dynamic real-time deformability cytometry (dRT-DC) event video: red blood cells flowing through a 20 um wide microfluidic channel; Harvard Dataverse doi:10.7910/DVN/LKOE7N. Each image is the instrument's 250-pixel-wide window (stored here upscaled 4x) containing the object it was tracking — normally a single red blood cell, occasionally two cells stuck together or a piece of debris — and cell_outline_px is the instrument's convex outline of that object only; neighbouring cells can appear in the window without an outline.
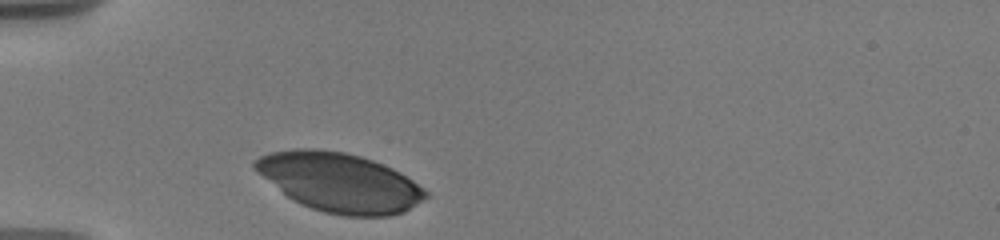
{"species": "human", "species_latin": "Homo sapiens", "temperature_condition": "warm", "stored_images_in_passage": 5, "camera_frame_rate_fps": 3000, "um_per_image_px": 0.085, "donor": {"sex": "male"}, "frame": {"image": 1, "passage_image": 1, "time_ms": 0.0, "image_size_px": [1000, 240], "cell_outline_px": [[428, 196], [404, 212], [392, 216], [344, 216], [324, 212], [300, 204], [292, 200], [264, 176], [252, 164], [260, 156], [268, 152], [292, 148], [316, 148], [344, 152], [360, 156], [372, 160], [392, 168], [400, 172], [424, 188], [428, 192]], "centroid_in_image_um": [28.89, 15.5], "position_along_channel_um": 56.1, "area_um2": 58.38}}
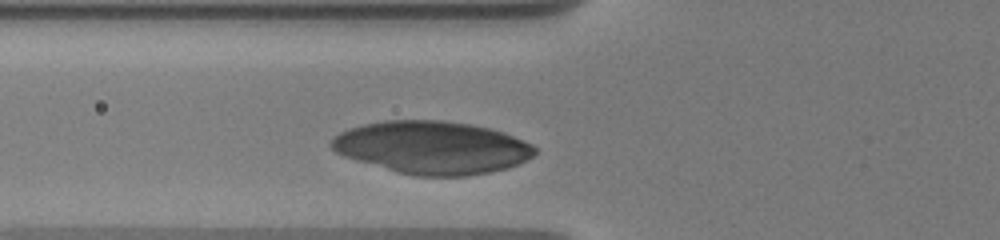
{"frame": {"image": 2, "passage_image": 3, "time_ms": 1.333, "image_size_px": [1000, 240], "cell_outline_px": [[536, 152], [528, 160], [520, 164], [508, 168], [488, 172], [464, 176], [416, 176], [396, 172], [344, 156], [336, 152], [328, 144], [340, 132], [364, 124], [384, 120], [444, 120], [472, 124], [492, 128], [504, 132], [524, 140], [532, 144], [536, 148]], "centroid_in_image_um": [36.77, 12.53], "position_along_channel_um": 89.0, "area_um2": 62.71}}
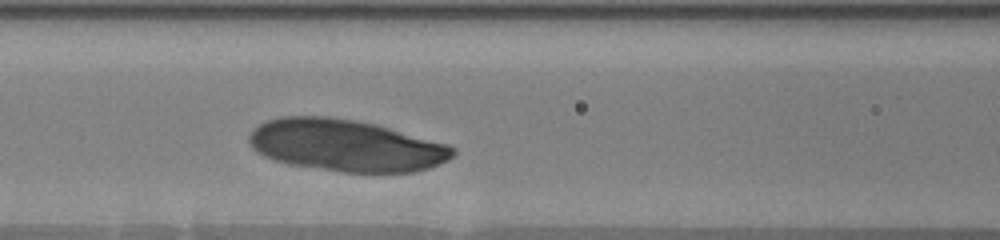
{"frame": {"image": 3, "passage_image": 5, "time_ms": 2.667, "image_size_px": [1000, 240], "cell_outline_px": [[456, 152], [448, 160], [428, 168], [416, 172], [340, 172], [288, 164], [264, 156], [256, 152], [252, 148], [248, 140], [248, 136], [260, 124], [268, 120], [280, 116], [328, 116], [356, 120], [376, 124], [444, 144], [456, 148]], "centroid_in_image_um": [29.36, 12.36], "position_along_channel_um": 137.2, "area_um2": 61.38}}